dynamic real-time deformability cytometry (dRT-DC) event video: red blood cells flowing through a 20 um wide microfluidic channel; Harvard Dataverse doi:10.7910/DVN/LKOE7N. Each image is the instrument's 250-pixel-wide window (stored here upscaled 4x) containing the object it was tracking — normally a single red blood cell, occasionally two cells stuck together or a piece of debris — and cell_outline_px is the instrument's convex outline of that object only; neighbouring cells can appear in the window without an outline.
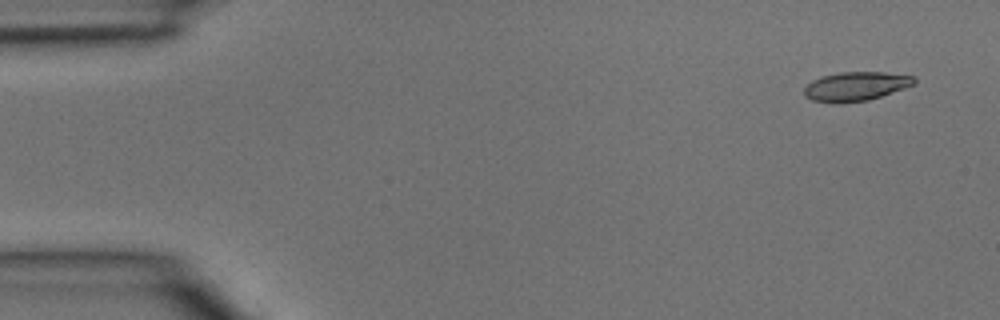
{"species": "common noctule bat (a hibernating species)", "species_latin": "Nyctalus noctula", "temperature_condition": "room temperature", "stored_images_in_passage": 4, "camera_frame_rate_fps": 3000, "um_per_image_px": 0.085, "animal": {"sex": "male", "body_mass_g": 15.6}, "frame": {"image": 1, "passage_image": 1, "time_ms": 0.0, "image_size_px": [1000, 320], "cell_outline_px": [[916, 84], [868, 100], [836, 104], [812, 100], [804, 96], [804, 88], [812, 80], [824, 76], [840, 72], [884, 72], [916, 76]], "centroid_in_image_um": [72.75, 7.34], "position_along_channel_um": 12.3, "area_um2": 18.67}}